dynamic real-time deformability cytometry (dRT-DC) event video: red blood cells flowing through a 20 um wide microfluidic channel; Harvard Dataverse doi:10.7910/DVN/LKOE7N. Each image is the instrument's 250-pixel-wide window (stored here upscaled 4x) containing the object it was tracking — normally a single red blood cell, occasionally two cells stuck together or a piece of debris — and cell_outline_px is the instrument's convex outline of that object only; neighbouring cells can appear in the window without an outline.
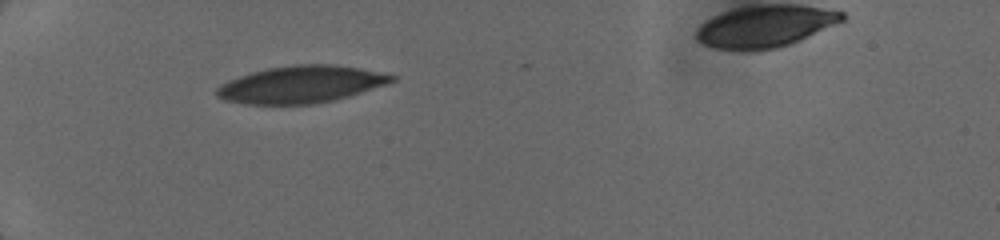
{"species": "human", "species_latin": "Homo sapiens", "temperature_condition": "cold", "stored_images_in_passage": 6, "segment_of_instrument_passage": [1, 2], "camera_frame_rate_fps": 3000, "um_per_image_px": 0.085, "donor": {"sex": "female"}, "frame": {"image": 1, "passage_image": 2, "time_ms": 0.667, "image_size_px": [1000, 240], "cell_outline_px": [[396, 80], [388, 84], [348, 96], [332, 100], [312, 104], [244, 104], [224, 100], [216, 96], [216, 88], [220, 84], [228, 80], [252, 72], [268, 68], [292, 64], [336, 64], [360, 68], [396, 76]], "centroid_in_image_um": [25.57, 7.17], "position_along_channel_um": 59.4, "area_um2": 37.86}}
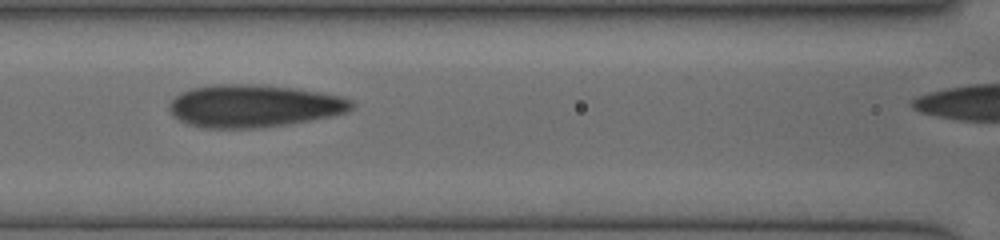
{"frame": {"image": 2, "passage_image": 4, "time_ms": 1.667, "image_size_px": [1000, 240], "cell_outline_px": [[356, 104], [348, 112], [332, 116], [288, 124], [256, 128], [204, 128], [188, 124], [180, 120], [168, 108], [172, 100], [180, 92], [192, 88], [212, 84], [260, 84], [296, 88], [340, 96], [352, 100]], "centroid_in_image_um": [21.59, 9.0], "position_along_channel_um": 145.0, "area_um2": 45.32}}